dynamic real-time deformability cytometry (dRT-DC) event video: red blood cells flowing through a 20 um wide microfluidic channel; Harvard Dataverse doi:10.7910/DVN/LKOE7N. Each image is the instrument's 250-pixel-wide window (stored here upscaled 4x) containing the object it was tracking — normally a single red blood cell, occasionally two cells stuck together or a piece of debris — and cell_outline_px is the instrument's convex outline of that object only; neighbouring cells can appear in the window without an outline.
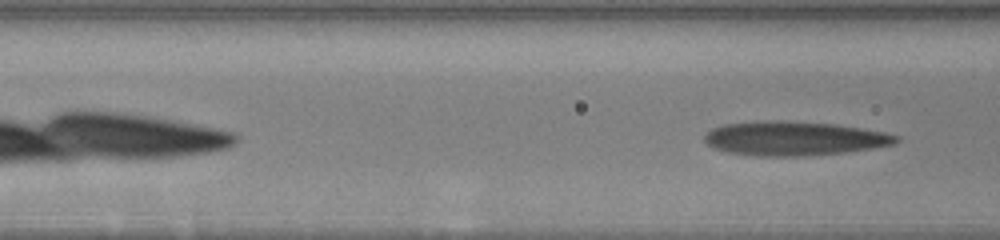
{"species": "human", "species_latin": "Homo sapiens", "temperature_condition": "warm", "stored_images_in_passage": 8, "camera_frame_rate_fps": 3000, "um_per_image_px": 0.085, "donor": {"sex": "male"}, "frame": {"image": 1, "passage_image": 8, "time_ms": 2.667, "image_size_px": [1000, 240], "cell_outline_px": [[900, 140], [896, 144], [840, 152], [804, 156], [756, 156], [728, 152], [712, 148], [704, 140], [704, 136], [712, 128], [724, 124], [768, 120], [776, 120], [832, 124], [860, 128], [884, 132], [900, 136]], "centroid_in_image_um": [67.46, 11.77], "position_along_channel_um": 99.1, "area_um2": 37.8}}